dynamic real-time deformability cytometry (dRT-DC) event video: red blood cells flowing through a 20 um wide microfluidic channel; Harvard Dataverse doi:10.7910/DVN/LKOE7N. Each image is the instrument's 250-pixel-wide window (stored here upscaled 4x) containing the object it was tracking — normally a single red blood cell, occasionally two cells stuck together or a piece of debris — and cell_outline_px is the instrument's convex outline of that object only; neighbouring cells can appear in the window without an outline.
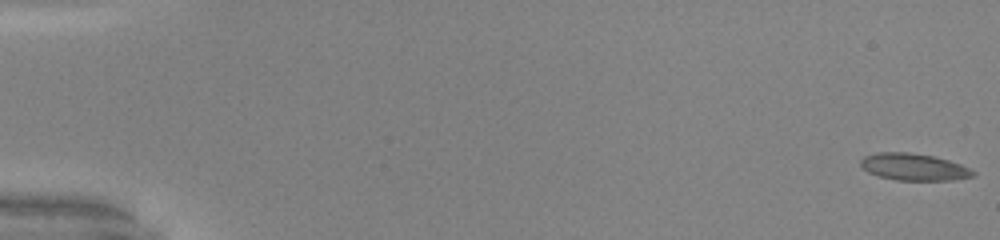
{"species": "common noctule bat (a hibernating species)", "species_latin": "Nyctalus noctula", "temperature_condition": "warm", "stored_images_in_passage": 12, "camera_frame_rate_fps": 3000, "um_per_image_px": 0.085, "animal": {"sex": "male", "body_mass_g": 20.0, "forearm_length_mm": 53.3}, "frame": {"image": 1, "passage_image": 1, "time_ms": 0.0, "image_size_px": [1000, 240], "cell_outline_px": [[976, 176], [952, 180], [896, 180], [880, 176], [868, 172], [860, 164], [860, 160], [864, 156], [876, 152], [908, 152], [932, 156], [948, 160], [960, 164], [976, 172]], "centroid_in_image_um": [77.67, 14.19], "position_along_channel_um": 7.3, "area_um2": 17.57}}